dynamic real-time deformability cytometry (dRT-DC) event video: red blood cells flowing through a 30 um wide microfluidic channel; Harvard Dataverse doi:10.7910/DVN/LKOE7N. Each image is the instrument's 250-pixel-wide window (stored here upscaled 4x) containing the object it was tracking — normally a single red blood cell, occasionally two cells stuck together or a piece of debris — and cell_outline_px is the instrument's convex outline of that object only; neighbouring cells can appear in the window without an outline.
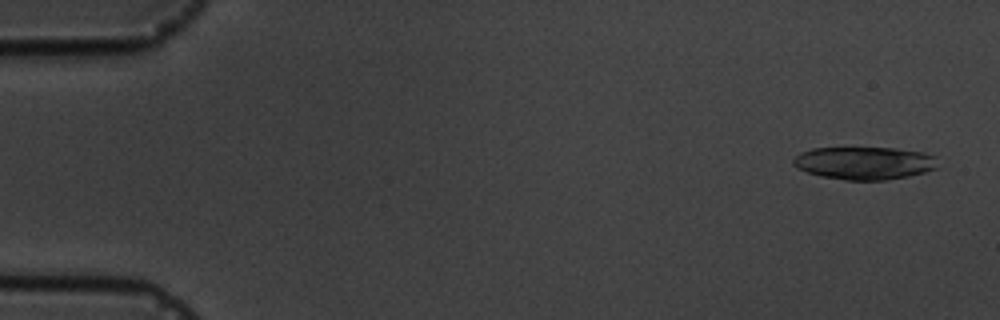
{"species": "common noctule bat (a hibernating species)", "species_latin": "Nyctalus noctula", "temperature_condition": "cold", "stored_images_in_passage": 4, "camera_frame_rate_fps": 3000, "um_per_image_px": 0.085, "animal": {"sex": "male", "body_mass_g": 19.5, "forearm_length_mm": 54.6}, "frame": {"image": 1, "passage_image": 1, "time_ms": 0.0, "image_size_px": [1000, 320], "cell_outline_px": [[940, 168], [908, 176], [888, 180], [844, 180], [820, 176], [796, 168], [792, 164], [792, 160], [800, 152], [812, 148], [896, 148], [924, 152], [936, 156]], "centroid_in_image_um": [73.5, 13.86], "position_along_channel_um": 11.5, "area_um2": 27.98}}